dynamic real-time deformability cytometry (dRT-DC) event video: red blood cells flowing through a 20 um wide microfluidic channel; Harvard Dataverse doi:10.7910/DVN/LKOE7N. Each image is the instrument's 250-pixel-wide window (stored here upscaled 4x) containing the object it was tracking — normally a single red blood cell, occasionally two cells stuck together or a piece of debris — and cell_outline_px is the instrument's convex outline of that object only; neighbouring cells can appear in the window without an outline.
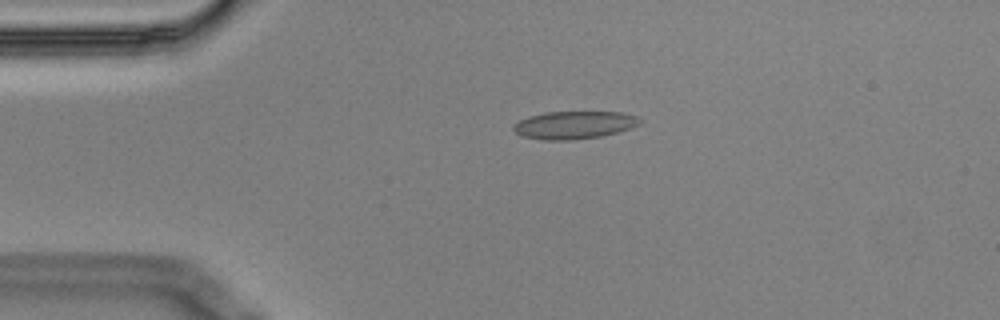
{"species": "Egyptian fruit bat (a non-hibernating species)", "species_latin": "Rousettus aegyptiacus", "temperature_condition": "cold", "stored_images_in_passage": 3, "camera_frame_rate_fps": 3000, "um_per_image_px": 0.085, "animal": {"sex": "male"}, "frame": {"image": 1, "passage_image": 2, "time_ms": 0.333, "image_size_px": [1000, 320], "cell_outline_px": [[640, 124], [616, 132], [600, 136], [572, 140], [544, 140], [524, 136], [516, 132], [512, 128], [512, 124], [528, 116], [544, 112], [620, 112], [636, 116], [640, 120]], "centroid_in_image_um": [48.75, 10.62], "position_along_channel_um": 36.2, "area_um2": 20.23}}